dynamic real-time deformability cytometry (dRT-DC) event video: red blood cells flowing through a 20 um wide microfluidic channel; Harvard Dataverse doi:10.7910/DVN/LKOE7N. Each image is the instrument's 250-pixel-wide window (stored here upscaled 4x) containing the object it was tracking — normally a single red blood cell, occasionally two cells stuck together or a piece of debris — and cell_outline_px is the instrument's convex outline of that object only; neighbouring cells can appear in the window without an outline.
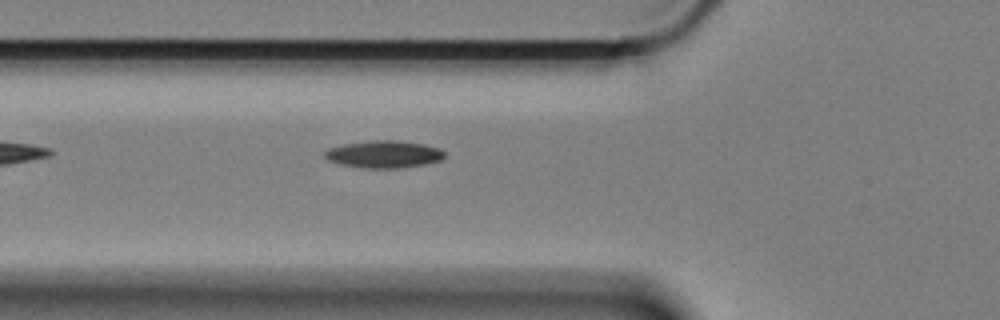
{"species": "Egyptian fruit bat (a non-hibernating species)", "species_latin": "Rousettus aegyptiacus", "temperature_condition": "cold", "stored_images_in_passage": 16, "camera_frame_rate_fps": 3000, "um_per_image_px": 0.085, "animal": {"sex": "female"}, "frame": {"image": 1, "passage_image": 3, "time_ms": 0.667, "image_size_px": [1000, 320], "cell_outline_px": [[444, 156], [440, 160], [424, 164], [400, 168], [360, 168], [340, 164], [328, 160], [324, 156], [324, 152], [328, 148], [344, 144], [372, 140], [396, 140], [424, 144], [440, 148], [444, 152]], "centroid_in_image_um": [32.6, 13.11], "position_along_channel_um": 93.2, "area_um2": 19.07}}
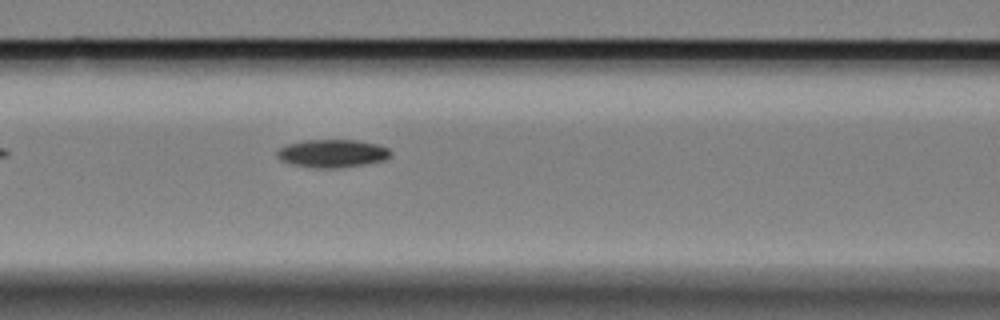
{"frame": {"image": 2, "passage_image": 7, "time_ms": 2.0, "image_size_px": [1000, 320], "cell_outline_px": [[392, 156], [384, 160], [364, 164], [340, 168], [312, 168], [292, 164], [280, 160], [276, 156], [276, 152], [280, 148], [288, 144], [304, 140], [352, 140], [376, 144], [388, 148], [392, 152]], "centroid_in_image_um": [28.24, 13.05], "position_along_channel_um": 138.4, "area_um2": 18.55}}
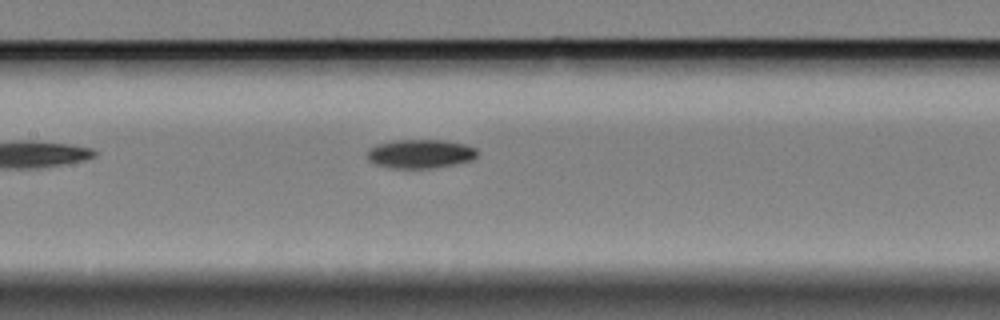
{"frame": {"image": 3, "passage_image": 10, "time_ms": 3.0, "image_size_px": [1000, 320], "cell_outline_px": [[476, 156], [472, 160], [456, 164], [432, 168], [392, 168], [376, 164], [368, 160], [368, 148], [376, 144], [396, 140], [444, 140], [464, 144], [476, 148]], "centroid_in_image_um": [35.72, 13.07], "position_along_channel_um": 171.7, "area_um2": 18.5}}